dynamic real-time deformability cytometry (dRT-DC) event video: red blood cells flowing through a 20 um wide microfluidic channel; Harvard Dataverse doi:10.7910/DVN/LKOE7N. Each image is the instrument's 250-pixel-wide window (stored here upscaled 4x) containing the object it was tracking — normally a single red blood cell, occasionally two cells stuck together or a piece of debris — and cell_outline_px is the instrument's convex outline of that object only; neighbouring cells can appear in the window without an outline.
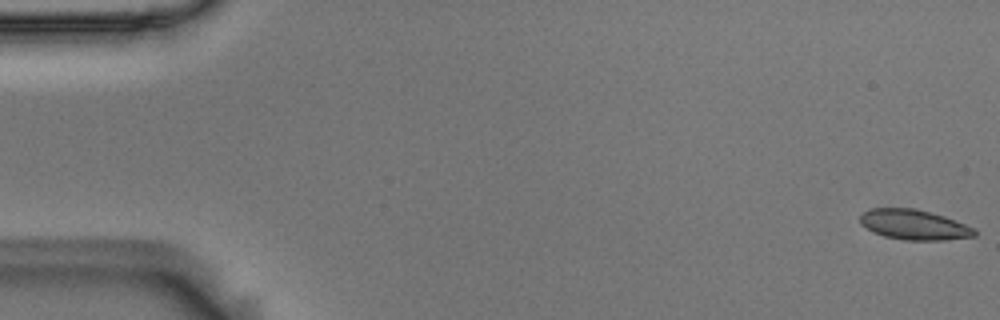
{"species": "Egyptian fruit bat (a non-hibernating species)", "species_latin": "Rousettus aegyptiacus", "temperature_condition": "room temperature", "stored_images_in_passage": 55, "camera_frame_rate_fps": 3000, "um_per_image_px": 0.085, "animal": {"sex": "male"}, "frame": {"image": 1, "passage_image": 1, "time_ms": 0.0, "image_size_px": [1000, 320], "cell_outline_px": [[976, 236], [944, 240], [904, 240], [884, 236], [872, 232], [860, 224], [860, 216], [864, 212], [872, 208], [912, 208], [944, 216], [976, 228]], "centroid_in_image_um": [77.69, 19.11], "position_along_channel_um": 7.3, "area_um2": 20.06}}
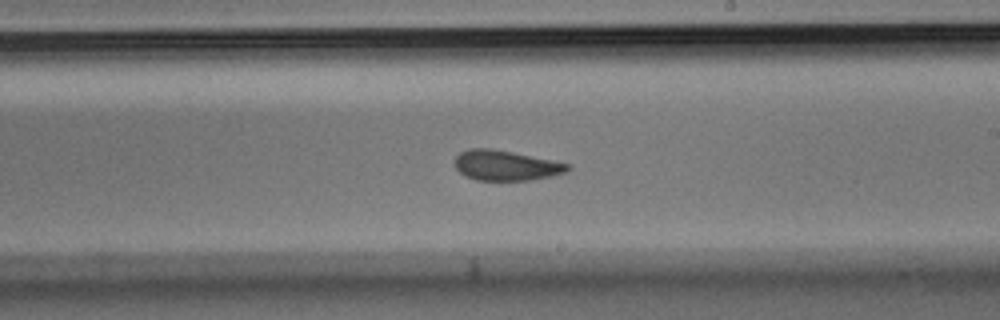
{"frame": {"image": 2, "passage_image": 32, "time_ms": 10.333, "image_size_px": [1000, 320], "cell_outline_px": [[572, 168], [564, 172], [552, 176], [532, 180], [476, 180], [464, 176], [456, 168], [456, 156], [460, 152], [472, 148], [488, 148], [512, 152], [572, 164]], "centroid_in_image_um": [43.02, 14.07], "position_along_channel_um": 246.0, "area_um2": 19.77}}
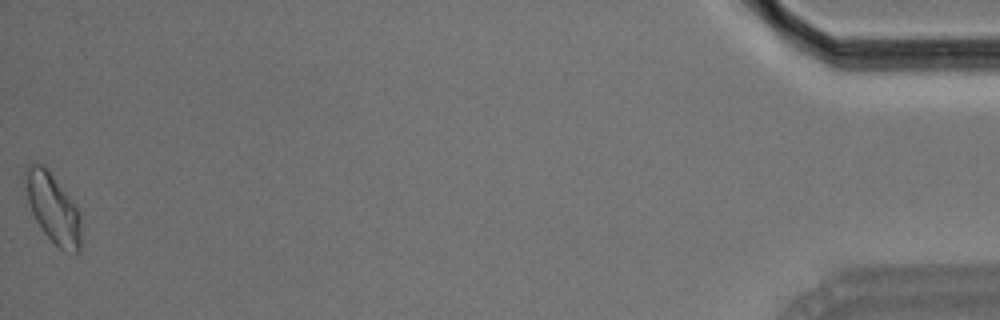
{"frame": {"image": 3, "passage_image": 55, "time_ms": 18.0, "image_size_px": [1000, 320], "cell_outline_px": [[80, 252], [76, 256], [64, 252], [44, 232], [36, 220], [32, 212], [28, 200], [24, 180], [24, 172], [32, 164], [44, 164], [48, 168], [76, 204], [80, 212]], "centroid_in_image_um": [4.54, 17.71], "position_along_channel_um": 430.7, "area_um2": 22.72}, "authors_computed_cell_mechanics": {"area_um2": 20.4612, "velocity_mm_per_s": 3.6694, "shape_relaxation_time_tau1_ms": 6.051, "shape_relaxation_time_tau2_ms": 1.5602, "deformation_change_tau1": 0.1199, "deformation_change_tau2": 0.0701}}